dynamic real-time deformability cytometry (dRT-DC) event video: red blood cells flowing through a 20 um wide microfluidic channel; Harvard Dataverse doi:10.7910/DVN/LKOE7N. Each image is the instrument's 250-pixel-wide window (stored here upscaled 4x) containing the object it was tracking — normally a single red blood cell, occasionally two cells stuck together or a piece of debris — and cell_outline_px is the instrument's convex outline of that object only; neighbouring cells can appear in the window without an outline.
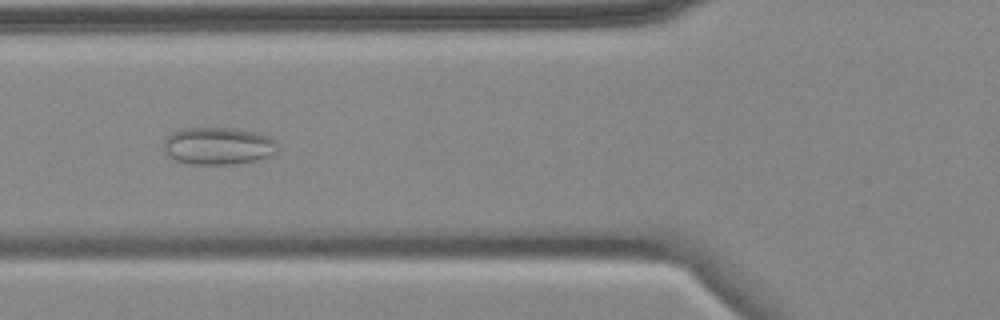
{"species": "common noctule bat (a hibernating species)", "species_latin": "Nyctalus noctula", "temperature_condition": "cold", "stored_images_in_passage": 8, "camera_frame_rate_fps": 3000, "um_per_image_px": 0.085, "animal": {"sex": "female", "body_mass_g": 18.4}, "frame": {"image": 1, "passage_image": 6, "time_ms": 6.0, "image_size_px": [1000, 320], "cell_outline_px": [[276, 152], [272, 156], [256, 160], [236, 164], [192, 164], [176, 160], [168, 156], [164, 148], [164, 140], [172, 132], [184, 128], [232, 128], [256, 132], [268, 136], [276, 140]], "centroid_in_image_um": [18.56, 12.4], "position_along_channel_um": 107.2, "area_um2": 24.85}}